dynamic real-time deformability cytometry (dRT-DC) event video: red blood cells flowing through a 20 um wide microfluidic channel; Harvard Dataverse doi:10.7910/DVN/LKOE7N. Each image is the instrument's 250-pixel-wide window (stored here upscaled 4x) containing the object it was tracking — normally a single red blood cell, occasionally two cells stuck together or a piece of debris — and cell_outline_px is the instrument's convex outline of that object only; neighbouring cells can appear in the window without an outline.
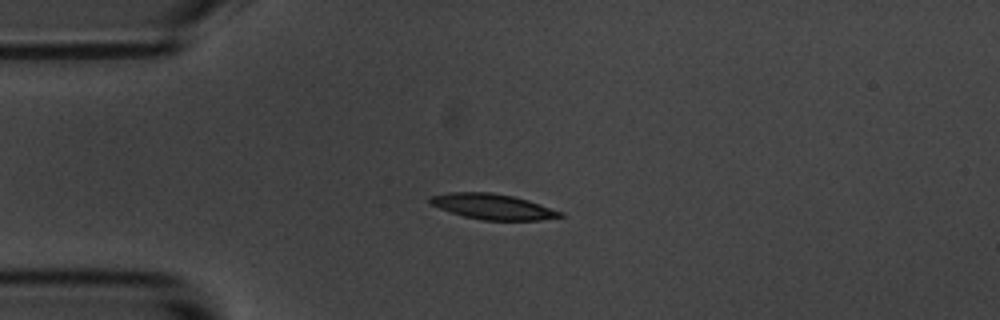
{"species": "common noctule bat (a hibernating species)", "species_latin": "Nyctalus noctula", "temperature_condition": "room temperature", "stored_images_in_passage": 6, "camera_frame_rate_fps": 3000, "um_per_image_px": 0.085, "animal": {"sex": "male", "body_mass_g": 20.1, "forearm_length_mm": 53.5}, "frame": {"image": 1, "passage_image": 3, "time_ms": 2.667, "image_size_px": [1000, 320], "cell_outline_px": [[564, 216], [540, 220], [484, 220], [464, 216], [440, 208], [432, 204], [428, 200], [428, 196], [448, 192], [492, 192], [512, 196], [528, 200], [564, 212]], "centroid_in_image_um": [41.89, 17.55], "position_along_channel_um": 43.1, "area_um2": 19.25}}
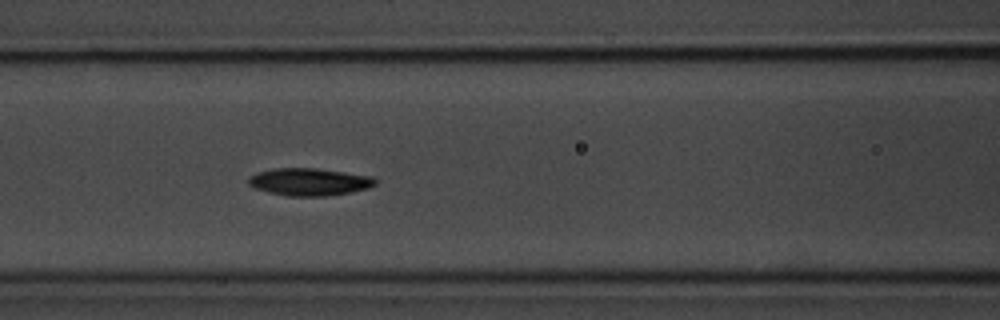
{"frame": {"image": 2, "passage_image": 6, "time_ms": 6.0, "image_size_px": [1000, 320], "cell_outline_px": [[376, 184], [368, 188], [352, 192], [324, 196], [288, 196], [268, 192], [256, 188], [248, 184], [248, 180], [256, 172], [272, 168], [316, 168], [372, 176], [376, 180]], "centroid_in_image_um": [26.29, 15.45], "position_along_channel_um": 140.3, "area_um2": 20.23}}